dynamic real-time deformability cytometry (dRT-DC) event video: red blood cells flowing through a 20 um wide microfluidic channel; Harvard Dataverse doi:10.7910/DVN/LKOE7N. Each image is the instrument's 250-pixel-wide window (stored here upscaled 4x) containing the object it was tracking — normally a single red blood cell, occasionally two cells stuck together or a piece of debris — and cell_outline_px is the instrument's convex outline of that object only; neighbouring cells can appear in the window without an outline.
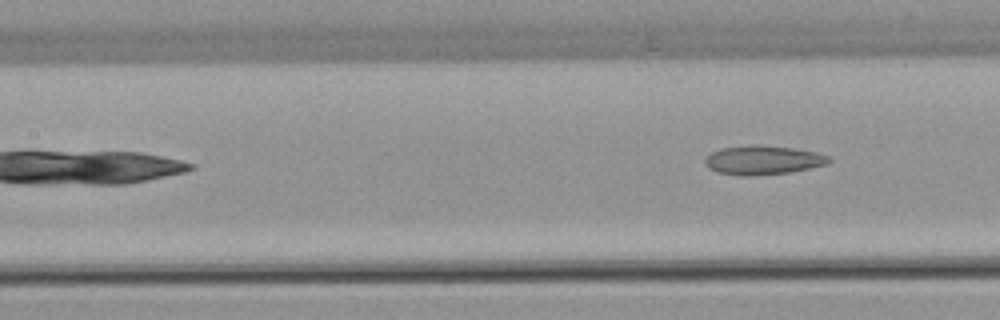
{"species": "common noctule bat (a hibernating species)", "species_latin": "Nyctalus noctula", "temperature_condition": "warm", "stored_images_in_passage": 4, "camera_frame_rate_fps": 3000, "um_per_image_px": 0.085, "animal": {"sex": "female", "body_mass_g": 22.7, "forearm_length_mm": 54.2}, "frame": {"image": 1, "passage_image": 4, "time_ms": 4.333, "image_size_px": [1000, 320], "cell_outline_px": [[832, 160], [828, 164], [788, 172], [752, 176], [740, 176], [716, 172], [708, 168], [704, 164], [704, 160], [712, 152], [720, 148], [748, 144], [756, 144], [792, 148], [816, 152], [828, 156]], "centroid_in_image_um": [64.8, 13.6], "position_along_channel_um": 142.6, "area_um2": 21.1}}